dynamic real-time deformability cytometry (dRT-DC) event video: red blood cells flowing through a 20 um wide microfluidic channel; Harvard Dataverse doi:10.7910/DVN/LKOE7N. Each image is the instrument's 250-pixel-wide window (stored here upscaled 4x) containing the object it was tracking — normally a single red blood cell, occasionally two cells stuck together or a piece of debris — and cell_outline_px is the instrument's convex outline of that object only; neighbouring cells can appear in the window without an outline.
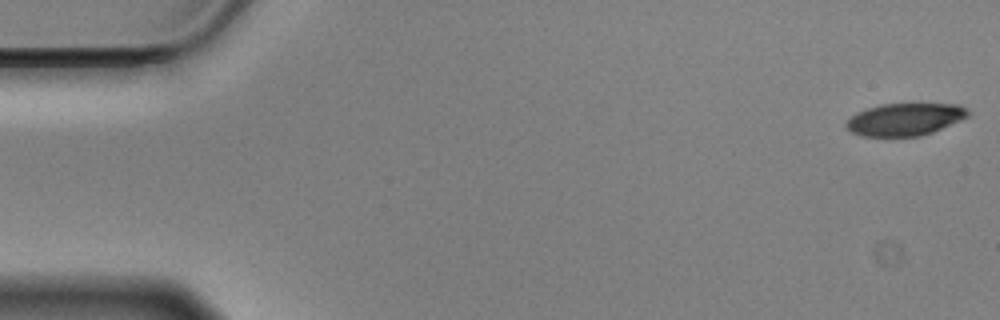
{"species": "Egyptian fruit bat (a non-hibernating species)", "species_latin": "Rousettus aegyptiacus", "temperature_condition": "cold", "stored_images_in_passage": 55, "camera_frame_rate_fps": 3000, "um_per_image_px": 0.085, "animal": {"sex": "male"}, "frame": {"image": 1, "passage_image": 1, "time_ms": 0.0, "image_size_px": [1000, 320], "cell_outline_px": [[972, 116], [932, 132], [920, 136], [860, 136], [852, 132], [844, 124], [856, 112], [880, 104], [960, 104], [968, 108], [972, 112]], "centroid_in_image_um": [76.99, 10.14], "position_along_channel_um": 8.0, "area_um2": 23.18}}
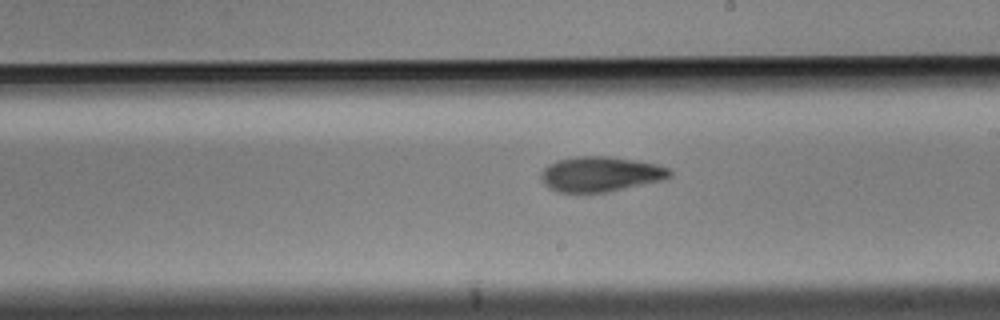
{"frame": {"image": 2, "passage_image": 32, "time_ms": 10.333, "image_size_px": [1000, 320], "cell_outline_px": [[672, 176], [664, 180], [608, 192], [556, 192], [548, 188], [544, 184], [540, 176], [540, 172], [548, 164], [556, 160], [576, 156], [608, 156], [636, 160], [656, 164], [672, 168]], "centroid_in_image_um": [51.05, 14.79], "position_along_channel_um": 237.9, "area_um2": 26.7}}
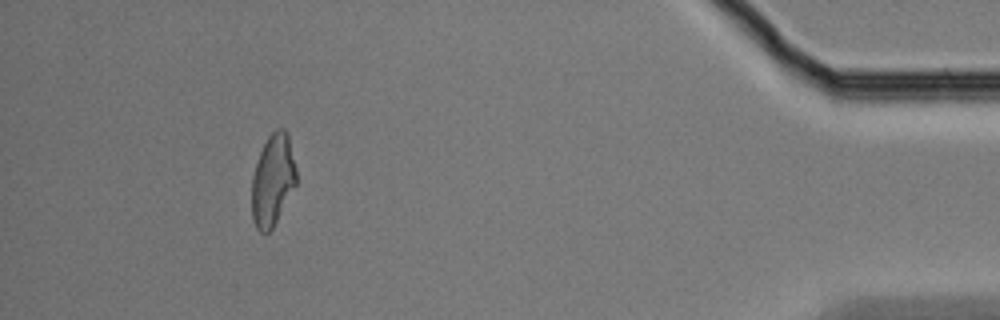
{"frame": {"image": 3, "passage_image": 52, "time_ms": 17.0, "image_size_px": [1000, 320], "cell_outline_px": [[296, 184], [272, 228], [268, 232], [260, 232], [256, 228], [252, 220], [252, 176], [260, 152], [268, 136], [276, 128], [284, 128], [288, 132], [296, 168]], "centroid_in_image_um": [23.18, 15.28], "position_along_channel_um": 412.0, "area_um2": 23.64}, "authors_computed_cell_mechanics": {"area_um2": 25.2008, "velocity_mm_per_s": 3.519, "shape_relaxation_time_tau1_ms": 4.0966, "shape_relaxation_time_tau2_ms": 4.9736, "deformation_change_tau1": 0.1506, "deformation_change_tau2": 0.1348}}